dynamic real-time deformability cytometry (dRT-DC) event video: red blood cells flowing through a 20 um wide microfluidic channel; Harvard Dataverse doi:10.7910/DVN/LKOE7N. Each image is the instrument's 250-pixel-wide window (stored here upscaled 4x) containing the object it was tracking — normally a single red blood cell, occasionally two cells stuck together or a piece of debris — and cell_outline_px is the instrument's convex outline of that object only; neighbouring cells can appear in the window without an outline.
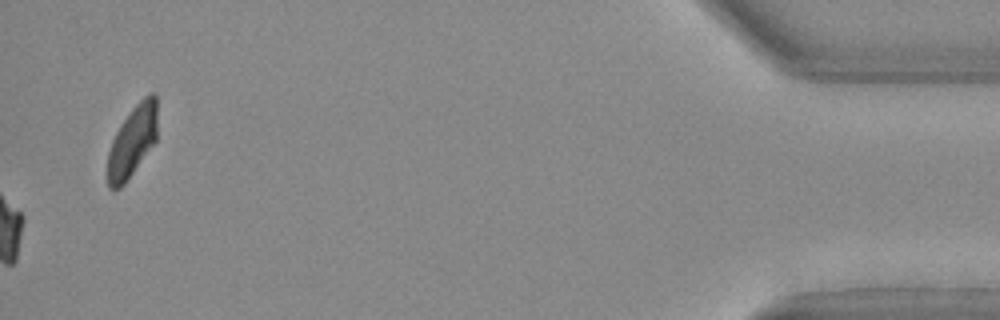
{"species": "Egyptian fruit bat (a non-hibernating species)", "species_latin": "Rousettus aegyptiacus", "temperature_condition": "warm", "stored_images_in_passage": 39, "camera_frame_rate_fps": 3000, "um_per_image_px": 0.085, "animal": {"sex": "female"}, "frame": {"image": 1, "passage_image": 39, "time_ms": 12.667, "image_size_px": [1000, 320], "cell_outline_px": [[156, 140], [124, 184], [120, 188], [108, 188], [108, 152], [112, 140], [120, 124], [132, 108], [144, 96], [152, 92], [156, 92]], "centroid_in_image_um": [11.24, 11.98], "position_along_channel_um": 424.0, "area_um2": 20.29}}